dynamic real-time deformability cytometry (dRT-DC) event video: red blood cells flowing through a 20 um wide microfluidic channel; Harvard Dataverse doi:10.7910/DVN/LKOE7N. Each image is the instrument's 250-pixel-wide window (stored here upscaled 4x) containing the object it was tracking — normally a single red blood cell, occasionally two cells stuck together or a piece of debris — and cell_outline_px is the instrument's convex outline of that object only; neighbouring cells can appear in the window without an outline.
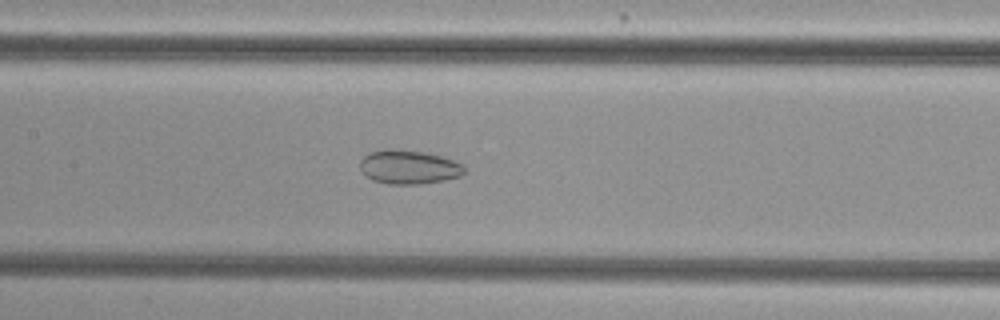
{"species": "common noctule bat (a hibernating species)", "species_latin": "Nyctalus noctula", "temperature_condition": "cold", "stored_images_in_passage": 26, "camera_frame_rate_fps": 3000, "um_per_image_px": 0.085, "animal": {"sex": "female", "body_mass_g": 29.2, "forearm_length_mm": 56.3}, "frame": {"image": 1, "passage_image": 8, "time_ms": 2.333, "image_size_px": [1000, 320], "cell_outline_px": [[464, 172], [460, 176], [444, 180], [420, 184], [388, 184], [372, 180], [364, 176], [360, 168], [360, 160], [364, 156], [372, 152], [384, 148], [392, 148], [424, 152], [440, 156], [464, 164]], "centroid_in_image_um": [34.71, 14.2], "position_along_channel_um": 172.7, "area_um2": 20.75}}
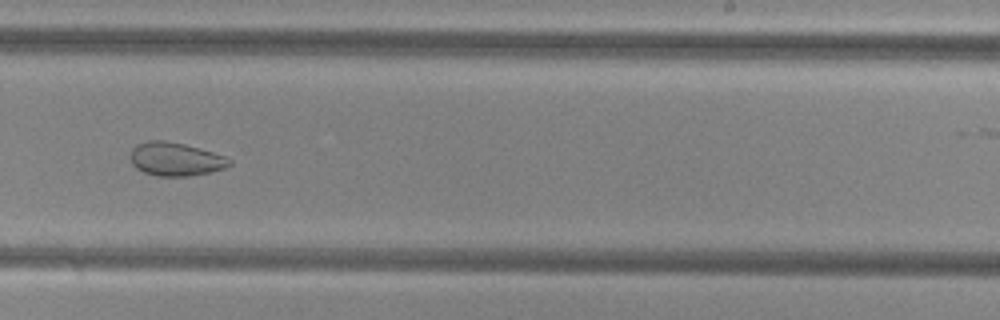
{"frame": {"image": 2, "passage_image": 16, "time_ms": 5.0, "image_size_px": [1000, 320], "cell_outline_px": [[232, 164], [224, 168], [208, 172], [188, 176], [156, 176], [144, 172], [136, 168], [132, 164], [132, 148], [136, 144], [148, 140], [164, 140], [184, 144], [212, 152], [224, 156], [232, 160]], "centroid_in_image_um": [14.91, 13.52], "position_along_channel_um": 274.1, "area_um2": 19.13}}
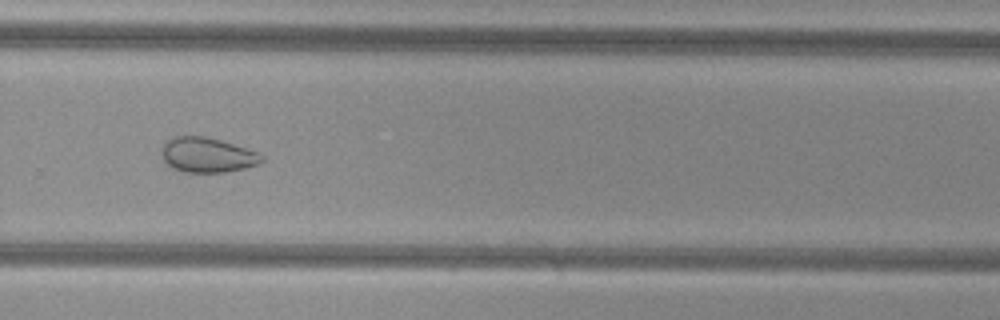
{"frame": {"image": 3, "passage_image": 19, "time_ms": 6.0, "image_size_px": [1000, 320], "cell_outline_px": [[264, 160], [260, 164], [244, 168], [224, 172], [184, 172], [172, 168], [164, 160], [160, 152], [164, 144], [168, 140], [176, 136], [204, 136], [220, 140], [260, 152], [264, 156]], "centroid_in_image_um": [17.65, 13.17], "position_along_channel_um": 312.2, "area_um2": 20.4}}